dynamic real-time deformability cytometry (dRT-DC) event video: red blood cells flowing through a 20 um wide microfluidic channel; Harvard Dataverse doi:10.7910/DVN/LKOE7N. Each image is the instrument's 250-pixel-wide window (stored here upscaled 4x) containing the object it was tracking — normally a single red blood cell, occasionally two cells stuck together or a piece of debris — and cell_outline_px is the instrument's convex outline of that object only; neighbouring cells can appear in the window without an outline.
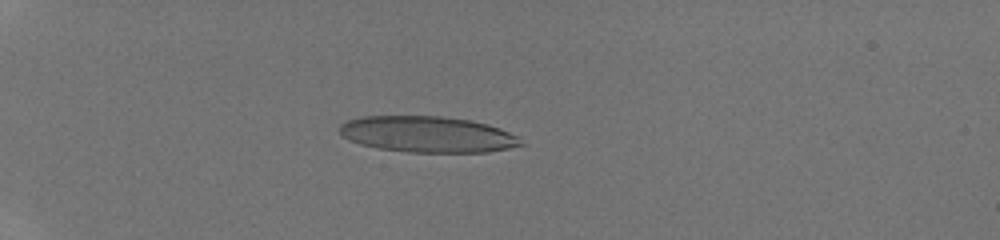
{"species": "human", "species_latin": "Homo sapiens", "temperature_condition": "room temperature", "stored_images_in_passage": 40, "camera_frame_rate_fps": 3000, "um_per_image_px": 0.085, "donor": {"sex": "male"}, "frame": {"image": 1, "passage_image": 9, "time_ms": 2.667, "image_size_px": [1000, 240], "cell_outline_px": [[528, 144], [488, 152], [408, 152], [380, 148], [360, 144], [348, 140], [340, 132], [340, 124], [348, 120], [364, 116], [440, 116], [468, 120], [488, 124], [500, 128], [520, 136]], "centroid_in_image_um": [36.4, 11.42], "position_along_channel_um": 48.6, "area_um2": 38.26}}
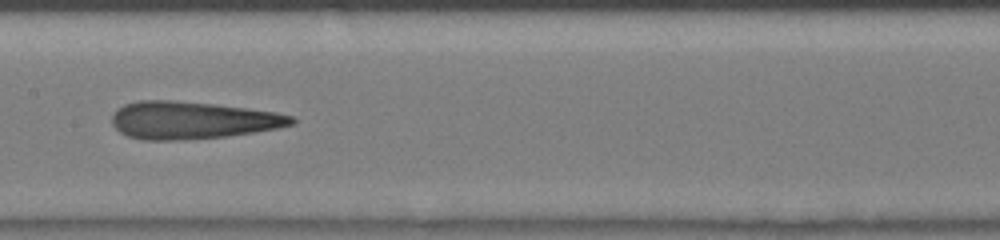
{"frame": {"image": 2, "passage_image": 21, "time_ms": 6.667, "image_size_px": [1000, 240], "cell_outline_px": [[296, 124], [276, 128], [252, 132], [224, 136], [180, 140], [144, 140], [128, 136], [120, 132], [112, 124], [112, 112], [116, 108], [124, 104], [140, 100], [176, 100], [212, 104], [276, 112], [292, 116], [296, 120]], "centroid_in_image_um": [16.29, 10.21], "position_along_channel_um": 191.1, "area_um2": 39.07}}
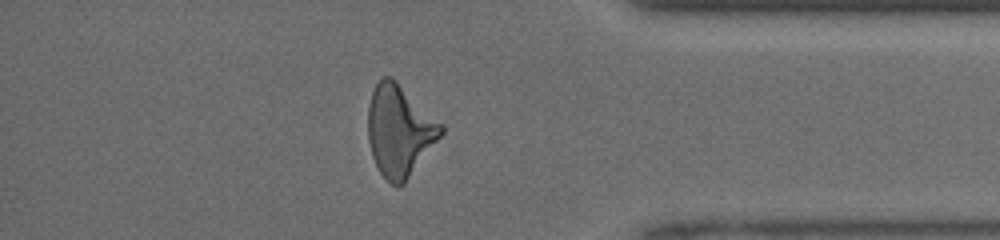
{"frame": {"image": 3, "passage_image": 35, "time_ms": 11.333, "image_size_px": [1000, 240], "cell_outline_px": [[444, 132], [404, 184], [392, 184], [380, 172], [372, 156], [368, 140], [368, 104], [372, 92], [376, 84], [384, 76], [392, 76], [444, 124]], "centroid_in_image_um": [33.97, 11.07], "position_along_channel_um": 401.2, "area_um2": 38.84}}